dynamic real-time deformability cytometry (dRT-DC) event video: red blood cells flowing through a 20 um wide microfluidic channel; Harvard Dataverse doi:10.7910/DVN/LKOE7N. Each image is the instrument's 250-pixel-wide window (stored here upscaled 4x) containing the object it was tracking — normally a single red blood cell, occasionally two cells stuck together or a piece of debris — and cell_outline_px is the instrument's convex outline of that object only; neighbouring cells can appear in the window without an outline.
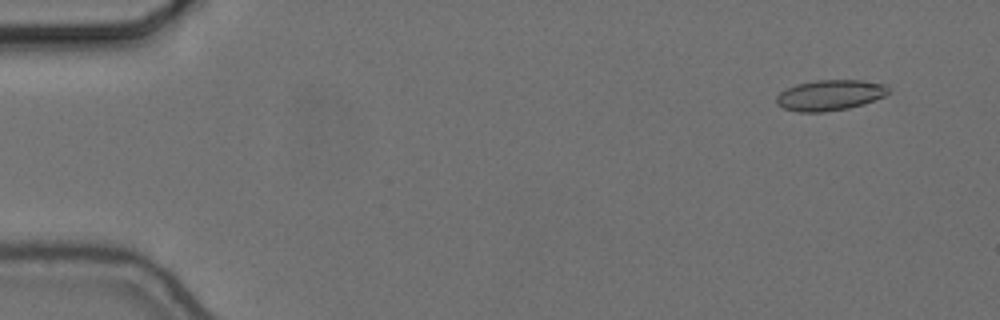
{"species": "common noctule bat (a hibernating species)", "species_latin": "Nyctalus noctula", "temperature_condition": "cold", "stored_images_in_passage": 57, "camera_frame_rate_fps": 3000, "um_per_image_px": 0.085, "animal": {"sex": "female", "body_mass_g": 24.6, "forearm_length_mm": 56.2}, "frame": {"image": 1, "passage_image": 5, "time_ms": 1.333, "image_size_px": [1000, 320], "cell_outline_px": [[892, 92], [884, 96], [864, 104], [848, 108], [824, 112], [796, 112], [784, 108], [776, 104], [776, 96], [780, 92], [796, 84], [816, 80], [864, 80], [884, 84], [892, 88]], "centroid_in_image_um": [70.58, 8.08], "position_along_channel_um": 14.4, "area_um2": 20.23}}
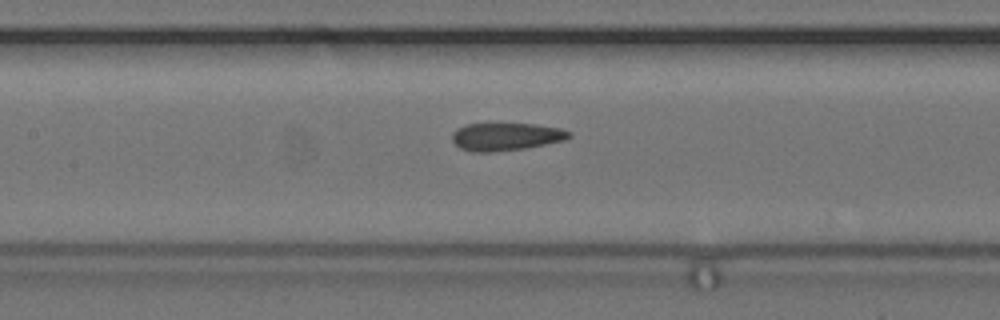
{"frame": {"image": 2, "passage_image": 27, "time_ms": 8.667, "image_size_px": [1000, 320], "cell_outline_px": [[572, 136], [564, 140], [524, 148], [492, 152], [472, 152], [460, 148], [452, 140], [452, 132], [456, 128], [464, 124], [536, 124], [560, 128], [572, 132]], "centroid_in_image_um": [42.98, 11.61], "position_along_channel_um": 164.4, "area_um2": 18.9}}
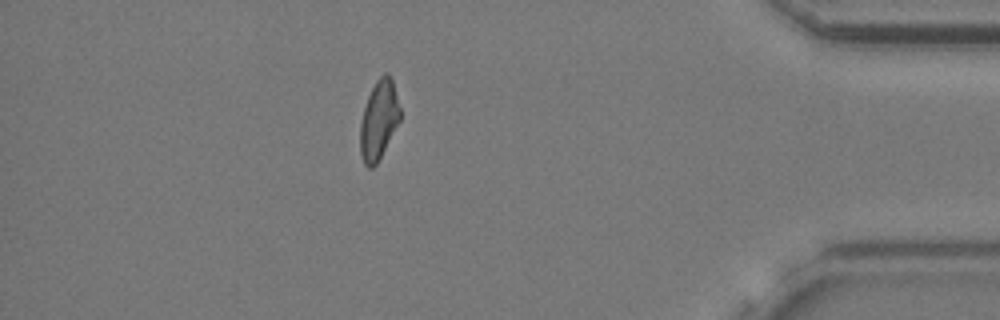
{"frame": {"image": 3, "passage_image": 50, "time_ms": 16.333, "image_size_px": [1000, 320], "cell_outline_px": [[400, 120], [376, 164], [372, 168], [368, 168], [364, 164], [360, 152], [360, 124], [364, 108], [368, 96], [376, 80], [384, 72], [388, 72], [392, 76], [400, 108]], "centroid_in_image_um": [32.2, 10.16], "position_along_channel_um": 403.0, "area_um2": 18.32}, "authors_computed_cell_mechanics": {"area_um2": 19.1896, "velocity_mm_per_s": 3.668, "shape_relaxation_time_tau1_ms": 4.263, "shape_relaxation_time_tau2_ms": 1.8594, "deformation_change_tau1": 0.1232, "deformation_change_tau2": 0.1197}}